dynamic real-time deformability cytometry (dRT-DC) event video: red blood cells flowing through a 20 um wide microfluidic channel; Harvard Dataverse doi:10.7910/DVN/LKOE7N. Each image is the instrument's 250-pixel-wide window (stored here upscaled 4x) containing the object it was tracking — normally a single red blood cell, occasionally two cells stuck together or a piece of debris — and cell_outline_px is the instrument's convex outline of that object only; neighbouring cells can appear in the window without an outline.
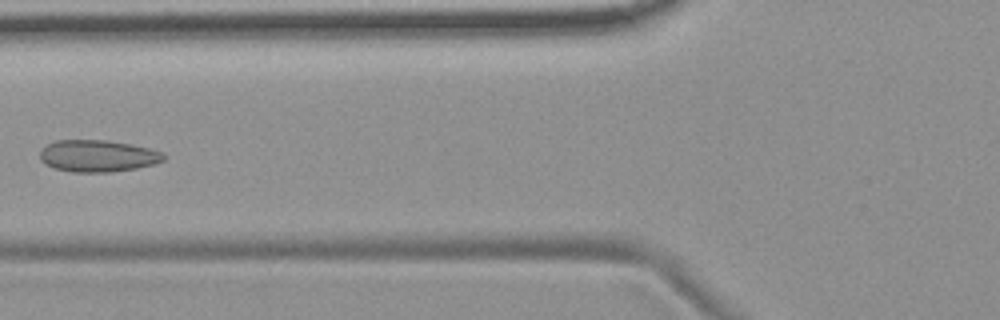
{"species": "common noctule bat (a hibernating species)", "species_latin": "Nyctalus noctula", "temperature_condition": "room temperature", "stored_images_in_passage": 3, "camera_frame_rate_fps": 3000, "um_per_image_px": 0.085, "animal": {"sex": "female", "body_mass_g": 19.9}, "frame": {"image": 1, "passage_image": 2, "time_ms": 1.333, "image_size_px": [1000, 320], "cell_outline_px": [[164, 160], [152, 164], [136, 168], [112, 172], [72, 172], [56, 168], [44, 164], [40, 160], [40, 148], [56, 140], [108, 140], [132, 144], [164, 152]], "centroid_in_image_um": [8.28, 13.25], "position_along_channel_um": 117.5, "area_um2": 23.06}}
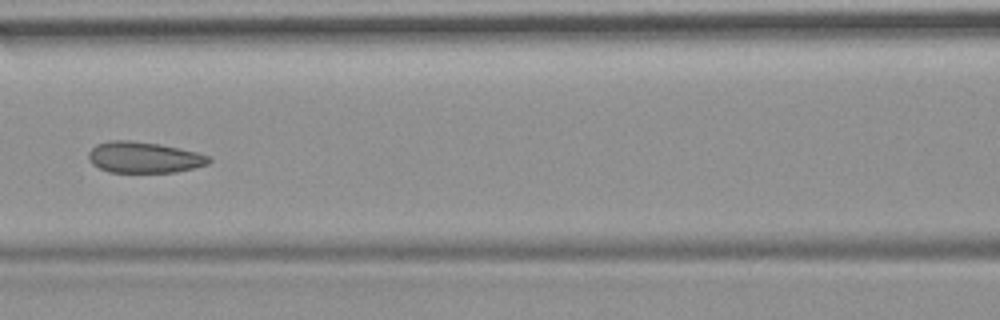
{"frame": {"image": 2, "passage_image": 3, "time_ms": 2.333, "image_size_px": [1000, 320], "cell_outline_px": [[212, 160], [208, 164], [176, 172], [108, 172], [92, 164], [88, 160], [88, 152], [96, 144], [108, 140], [128, 140], [160, 144], [180, 148], [212, 156]], "centroid_in_image_um": [12.23, 13.37], "position_along_channel_um": 154.4, "area_um2": 21.96}}